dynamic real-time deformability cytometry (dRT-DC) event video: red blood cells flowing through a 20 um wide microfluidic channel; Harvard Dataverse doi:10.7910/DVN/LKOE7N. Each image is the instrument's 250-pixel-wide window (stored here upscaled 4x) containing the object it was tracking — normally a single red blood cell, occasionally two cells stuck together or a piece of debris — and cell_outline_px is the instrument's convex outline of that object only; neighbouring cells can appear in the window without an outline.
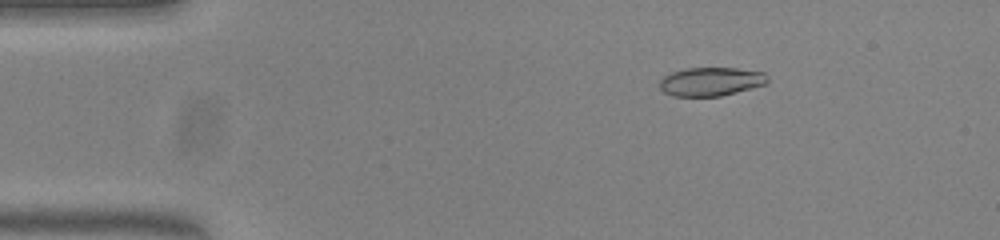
{"species": "common noctule bat (a hibernating species)", "species_latin": "Nyctalus noctula", "temperature_condition": "warm", "stored_images_in_passage": 49, "camera_frame_rate_fps": 3000, "um_per_image_px": 0.085, "animal": {"sex": "female", "body_mass_g": 23.0, "forearm_length_mm": 53.4}, "frame": {"image": 1, "passage_image": 4, "time_ms": 1.0, "image_size_px": [1000, 240], "cell_outline_px": [[768, 80], [764, 84], [736, 92], [720, 96], [672, 96], [664, 92], [660, 88], [660, 80], [664, 76], [672, 72], [684, 68], [736, 68], [764, 72], [768, 76]], "centroid_in_image_um": [60.4, 6.93], "position_along_channel_um": 24.6, "area_um2": 17.92}}
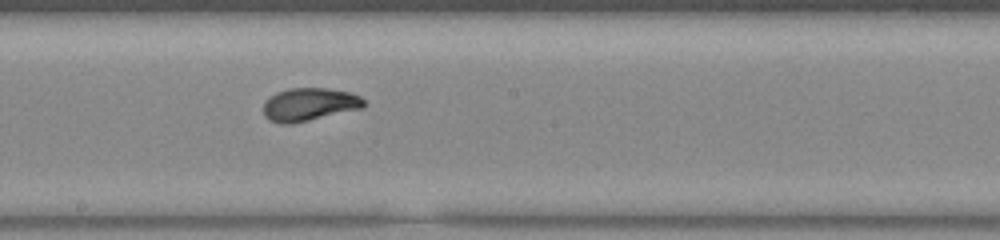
{"frame": {"image": 2, "passage_image": 25, "time_ms": 8.0, "image_size_px": [1000, 240], "cell_outline_px": [[364, 108], [308, 120], [288, 124], [284, 124], [268, 120], [264, 116], [264, 104], [276, 92], [288, 88], [328, 88], [348, 92], [360, 96], [364, 100]], "centroid_in_image_um": [26.3, 8.87], "position_along_channel_um": 221.9, "area_um2": 19.13}}
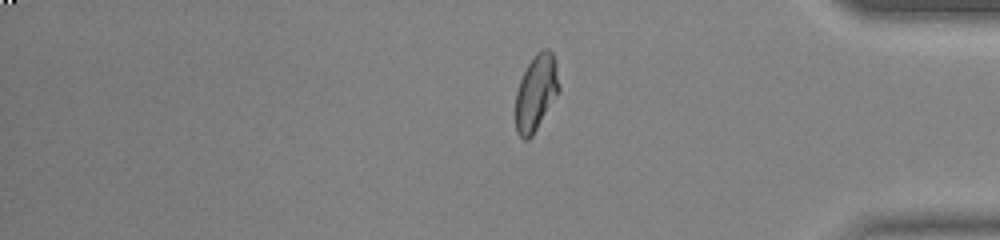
{"frame": {"image": 3, "passage_image": 40, "time_ms": 13.0, "image_size_px": [1000, 240], "cell_outline_px": [[560, 88], [556, 96], [532, 136], [528, 140], [524, 140], [516, 132], [516, 92], [520, 80], [528, 64], [536, 52], [544, 48], [548, 48], [552, 52], [556, 60]], "centroid_in_image_um": [45.57, 7.85], "position_along_channel_um": 389.6, "area_um2": 19.19}, "authors_computed_cell_mechanics": {"area_um2": 19.1896, "velocity_mm_per_s": 3.8208, "shape_relaxation_time_tau1_ms": 3.2949, "shape_relaxation_time_tau2_ms": null, "deformation_change_tau1": 0.1798, "deformation_change_tau2": null}}